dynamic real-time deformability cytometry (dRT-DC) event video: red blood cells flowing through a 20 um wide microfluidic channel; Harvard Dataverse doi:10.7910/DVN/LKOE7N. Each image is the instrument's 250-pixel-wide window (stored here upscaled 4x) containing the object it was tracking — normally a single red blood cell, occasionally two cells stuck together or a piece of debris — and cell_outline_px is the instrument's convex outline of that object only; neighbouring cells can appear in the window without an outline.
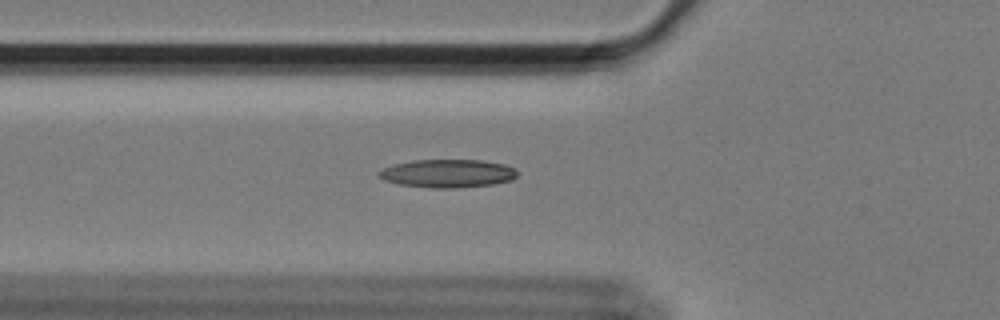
{"species": "Egyptian fruit bat (a non-hibernating species)", "species_latin": "Rousettus aegyptiacus", "temperature_condition": "cold", "stored_images_in_passage": 55, "camera_frame_rate_fps": 3000, "um_per_image_px": 0.085, "animal": {"sex": "female"}, "frame": {"image": 1, "passage_image": 17, "time_ms": 5.333, "image_size_px": [1000, 320], "cell_outline_px": [[516, 176], [512, 180], [492, 184], [456, 188], [432, 188], [400, 184], [384, 180], [376, 172], [384, 168], [396, 164], [412, 160], [480, 160], [504, 164], [516, 168]], "centroid_in_image_um": [38.06, 14.74], "position_along_channel_um": 87.7, "area_um2": 22.6}}
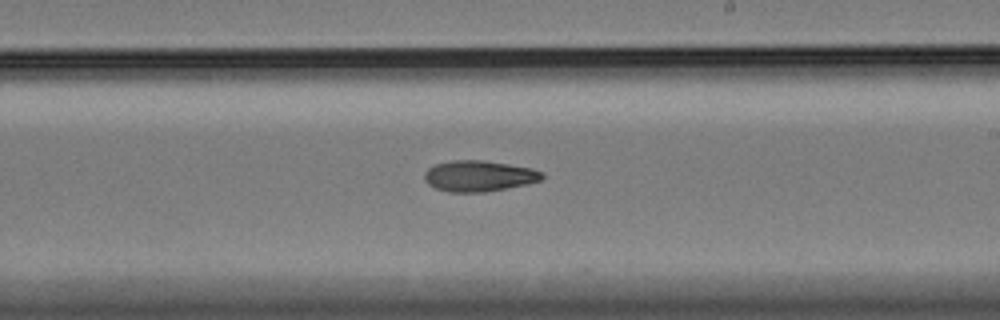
{"frame": {"image": 2, "passage_image": 31, "time_ms": 10.0, "image_size_px": [1000, 320], "cell_outline_px": [[544, 176], [540, 180], [528, 184], [484, 192], [448, 192], [436, 188], [428, 184], [424, 180], [424, 172], [428, 168], [436, 164], [452, 160], [484, 160], [532, 168], [544, 172]], "centroid_in_image_um": [40.71, 14.96], "position_along_channel_um": 248.3, "area_um2": 21.27}}
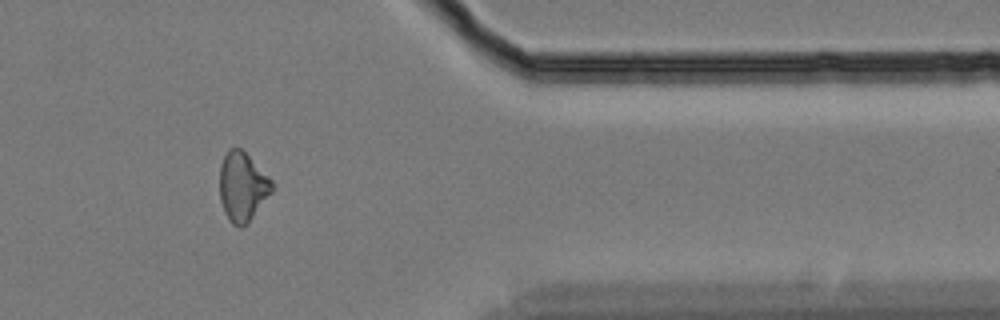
{"frame": {"image": 3, "passage_image": 45, "time_ms": 14.667, "image_size_px": [1000, 320], "cell_outline_px": [[272, 192], [248, 224], [240, 228], [232, 224], [228, 220], [224, 212], [220, 200], [220, 168], [224, 156], [228, 148], [240, 148], [272, 180]], "centroid_in_image_um": [20.6, 15.92], "position_along_channel_um": 390.8, "area_um2": 20.98}, "authors_computed_cell_mechanics": {"area_um2": 20.808, "velocity_mm_per_s": 3.4178, "shape_relaxation_time_tau1_ms": null, "shape_relaxation_time_tau2_ms": 7.6707, "deformation_change_tau1": null, "deformation_change_tau2": 0.1559}}